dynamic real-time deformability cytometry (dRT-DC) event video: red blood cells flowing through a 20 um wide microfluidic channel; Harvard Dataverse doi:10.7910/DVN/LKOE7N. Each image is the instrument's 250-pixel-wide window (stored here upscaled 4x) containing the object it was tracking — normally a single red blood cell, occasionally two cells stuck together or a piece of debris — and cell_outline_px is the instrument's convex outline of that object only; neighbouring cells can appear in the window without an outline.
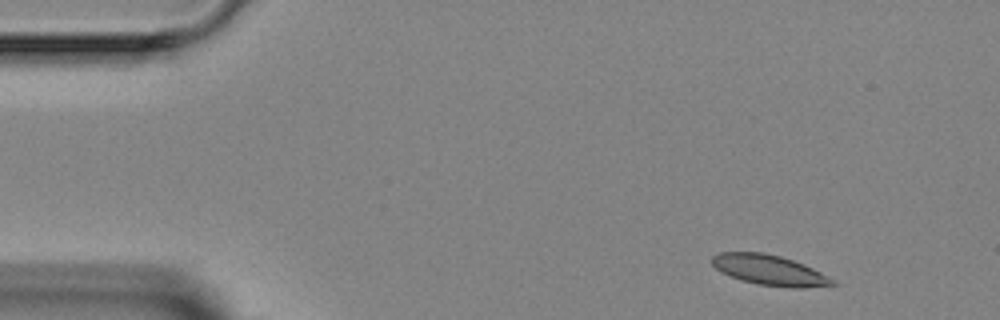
{"species": "Egyptian fruit bat (a non-hibernating species)", "species_latin": "Rousettus aegyptiacus", "temperature_condition": "room temperature", "stored_images_in_passage": 6, "camera_frame_rate_fps": 3000, "um_per_image_px": 0.085, "animal": {"sex": "female"}, "frame": {"image": 1, "passage_image": 1, "time_ms": 0.0, "image_size_px": [1000, 320], "cell_outline_px": [[840, 284], [804, 288], [792, 288], [756, 284], [740, 280], [720, 272], [712, 264], [712, 256], [720, 252], [764, 252], [780, 256], [804, 264], [836, 280]], "centroid_in_image_um": [65.42, 22.97], "position_along_channel_um": 19.6, "area_um2": 21.44}}
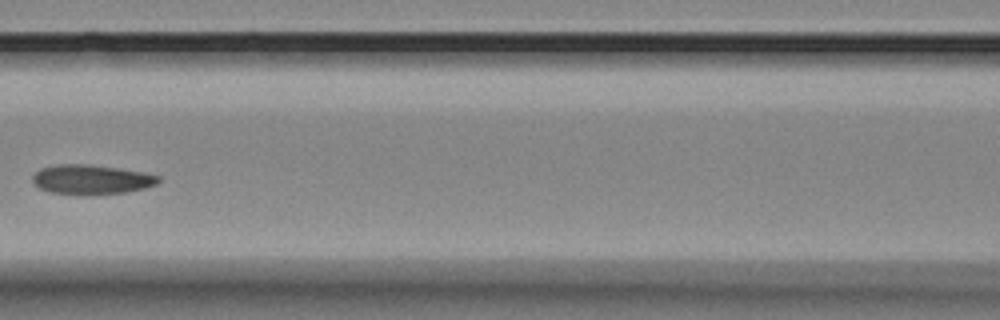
{"frame": {"image": 2, "passage_image": 5, "time_ms": 5.667, "image_size_px": [1000, 320], "cell_outline_px": [[160, 180], [156, 184], [144, 188], [124, 192], [84, 196], [48, 192], [32, 184], [32, 176], [40, 168], [56, 164], [88, 164], [116, 168], [140, 172], [160, 176]], "centroid_in_image_um": [7.69, 15.27], "position_along_channel_um": 158.9, "area_um2": 21.85}}
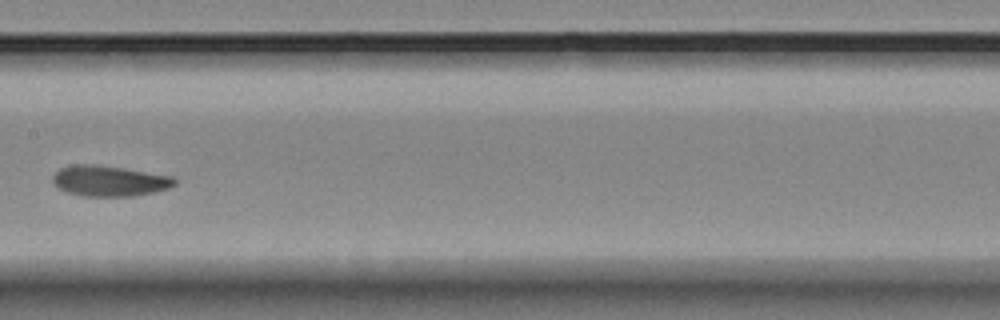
{"frame": {"image": 3, "passage_image": 6, "time_ms": 6.667, "image_size_px": [1000, 320], "cell_outline_px": [[176, 184], [168, 188], [136, 196], [80, 196], [68, 192], [60, 188], [52, 180], [52, 176], [60, 168], [72, 164], [96, 164], [124, 168], [172, 176], [176, 180]], "centroid_in_image_um": [9.29, 15.37], "position_along_channel_um": 198.1, "area_um2": 21.73}}